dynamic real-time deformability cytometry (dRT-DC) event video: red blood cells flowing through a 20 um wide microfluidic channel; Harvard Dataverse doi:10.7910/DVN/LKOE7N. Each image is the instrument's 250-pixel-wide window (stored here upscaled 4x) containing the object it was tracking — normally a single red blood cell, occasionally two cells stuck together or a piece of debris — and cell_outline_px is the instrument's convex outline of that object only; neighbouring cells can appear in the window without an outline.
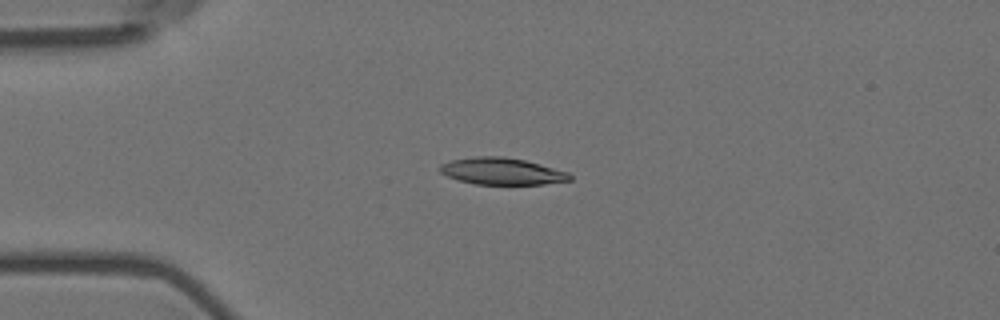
{"species": "Egyptian fruit bat (a non-hibernating species)", "species_latin": "Rousettus aegyptiacus", "temperature_condition": "room temperature", "stored_images_in_passage": 43, "camera_frame_rate_fps": 3000, "um_per_image_px": 0.085, "animal": {"sex": "female"}, "frame": {"image": 1, "passage_image": 1, "time_ms": 0.0, "image_size_px": [1000, 320], "cell_outline_px": [[572, 180], [544, 184], [476, 184], [460, 180], [448, 176], [440, 172], [440, 164], [452, 160], [476, 156], [500, 156], [524, 160], [568, 172], [572, 176]], "centroid_in_image_um": [42.67, 14.56], "position_along_channel_um": 42.3, "area_um2": 20.06}}
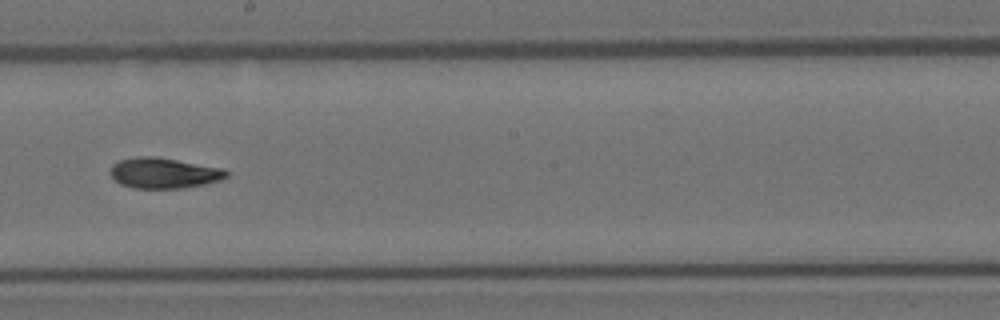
{"frame": {"image": 2, "passage_image": 19, "time_ms": 6.0, "image_size_px": [1000, 320], "cell_outline_px": [[228, 176], [220, 180], [204, 184], [184, 188], [132, 188], [120, 184], [108, 172], [112, 164], [120, 160], [136, 156], [156, 156], [224, 168], [228, 172]], "centroid_in_image_um": [13.91, 14.7], "position_along_channel_um": 234.3, "area_um2": 20.87}}
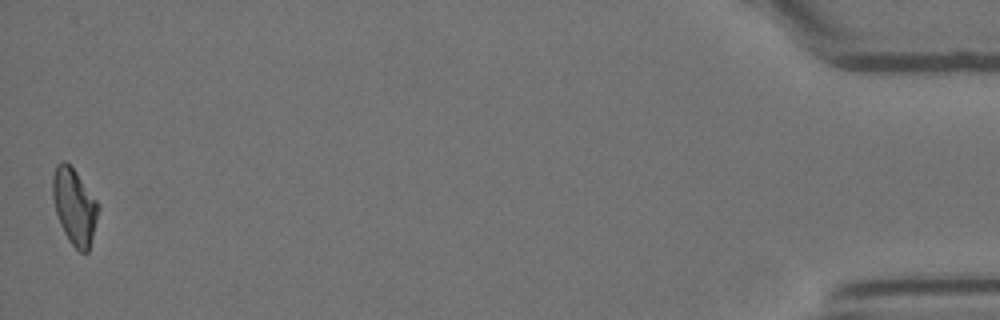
{"frame": {"image": 3, "passage_image": 43, "time_ms": 14.0, "image_size_px": [1000, 320], "cell_outline_px": [[100, 208], [88, 252], [80, 252], [68, 240], [60, 224], [56, 212], [52, 196], [52, 176], [56, 164], [60, 160], [64, 160], [76, 172], [100, 204]], "centroid_in_image_um": [6.32, 17.52], "position_along_channel_um": 428.9, "area_um2": 20.23}, "authors_computed_cell_mechanics": {"area_um2": 20.4612, "velocity_mm_per_s": 3.6002, "shape_relaxation_time_tau1_ms": 6.1138, "shape_relaxation_time_tau2_ms": 4.1856, "deformation_change_tau1": 0.2038, "deformation_change_tau2": 0.1094}}